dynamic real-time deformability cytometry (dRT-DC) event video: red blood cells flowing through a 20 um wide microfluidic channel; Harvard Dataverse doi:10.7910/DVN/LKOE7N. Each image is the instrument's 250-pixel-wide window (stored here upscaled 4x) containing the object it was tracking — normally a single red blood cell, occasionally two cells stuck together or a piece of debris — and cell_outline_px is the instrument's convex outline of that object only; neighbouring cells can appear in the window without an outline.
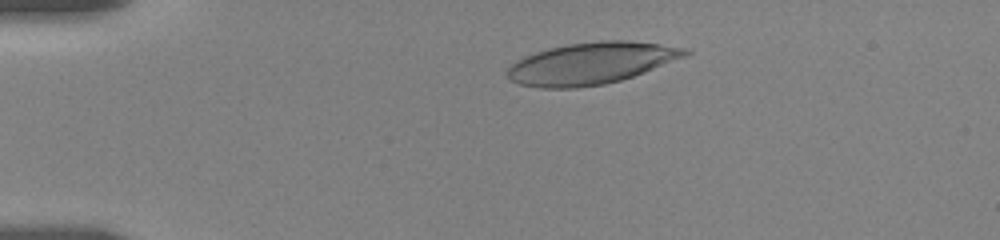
{"species": "human", "species_latin": "Homo sapiens", "temperature_condition": "room temperature", "stored_images_in_passage": 38, "camera_frame_rate_fps": 3000, "um_per_image_px": 0.085, "donor": {"sex": "female"}, "frame": {"image": 1, "passage_image": 8, "time_ms": 2.667, "image_size_px": [1000, 240], "cell_outline_px": [[692, 52], [688, 56], [644, 72], [620, 80], [604, 84], [576, 88], [540, 88], [520, 84], [512, 80], [508, 76], [508, 68], [516, 60], [524, 56], [548, 48], [568, 44], [600, 40], [628, 40], [660, 44], [688, 48]], "centroid_in_image_um": [50.29, 5.37], "position_along_channel_um": 34.7, "area_um2": 43.29}}
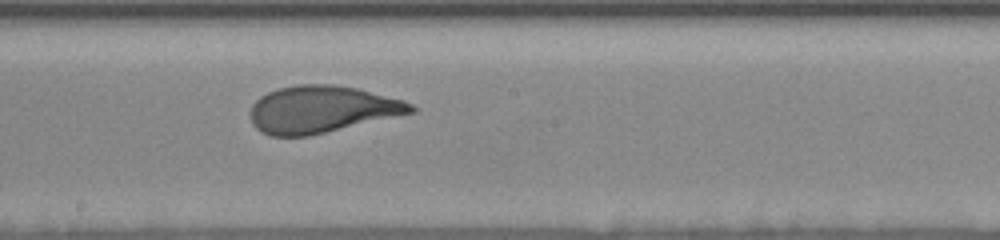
{"frame": {"image": 2, "passage_image": 23, "time_ms": 9.333, "image_size_px": [1000, 240], "cell_outline_px": [[416, 112], [308, 136], [268, 136], [260, 132], [252, 124], [252, 104], [260, 96], [268, 92], [280, 88], [296, 84], [332, 84], [356, 88], [404, 100], [412, 104], [416, 108]], "centroid_in_image_um": [27.35, 9.29], "position_along_channel_um": 220.9, "area_um2": 43.93}}
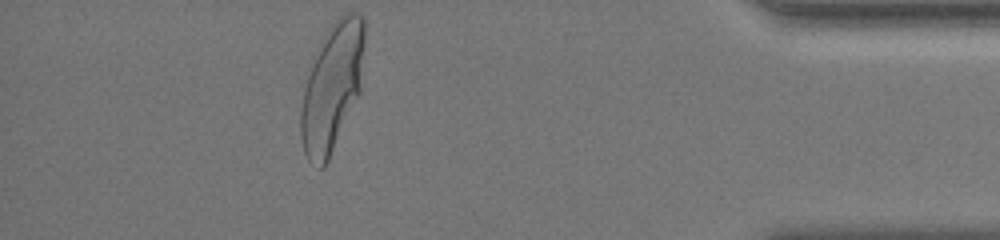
{"frame": {"image": 3, "passage_image": 38, "time_ms": 15.667, "image_size_px": [1000, 240], "cell_outline_px": [[364, 44], [360, 92], [328, 160], [324, 168], [320, 168], [308, 160], [304, 152], [300, 136], [300, 112], [304, 88], [312, 64], [332, 24], [344, 12], [356, 12], [364, 16]], "centroid_in_image_um": [28.24, 7.44], "position_along_channel_um": 407.0, "area_um2": 46.53}, "authors_computed_cell_mechanics": {"area_um2": 43.8124, "velocity_mm_per_s": 3.5783, "shape_relaxation_time_tau1_ms": 4.2404, "shape_relaxation_time_tau2_ms": null, "deformation_change_tau1": 0.2327, "deformation_change_tau2": null}}